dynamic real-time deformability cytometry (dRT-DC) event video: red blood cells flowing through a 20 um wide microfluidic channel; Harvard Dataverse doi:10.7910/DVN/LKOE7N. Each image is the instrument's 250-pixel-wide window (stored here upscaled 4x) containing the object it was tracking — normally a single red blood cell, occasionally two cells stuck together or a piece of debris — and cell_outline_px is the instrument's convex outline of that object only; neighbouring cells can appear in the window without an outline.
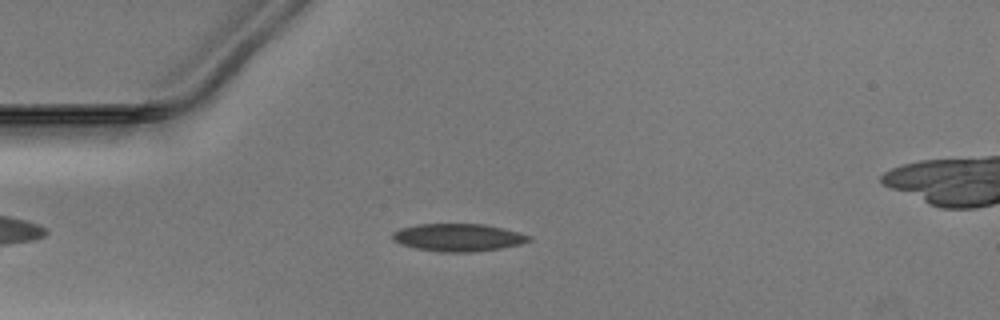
{"species": "Egyptian fruit bat (a non-hibernating species)", "species_latin": "Rousettus aegyptiacus", "temperature_condition": "warm", "stored_images_in_passage": 42, "segment_of_instrument_passage": [1, 2], "camera_frame_rate_fps": 3000, "um_per_image_px": 0.085, "animal": {"sex": "male"}, "frame": {"image": 1, "passage_image": 3, "time_ms": 0.667, "image_size_px": [1000, 320], "cell_outline_px": [[532, 240], [520, 244], [500, 248], [476, 252], [440, 252], [416, 248], [404, 244], [396, 240], [392, 236], [392, 232], [400, 228], [416, 224], [484, 224], [504, 228], [532, 236]], "centroid_in_image_um": [38.99, 20.18], "position_along_channel_um": 46.0, "area_um2": 21.91}}
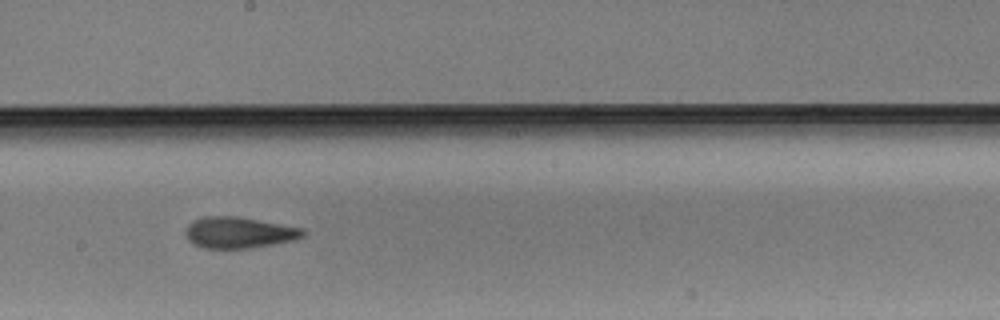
{"frame": {"image": 2, "passage_image": 18, "time_ms": 5.667, "image_size_px": [1000, 320], "cell_outline_px": [[308, 232], [304, 236], [292, 240], [272, 244], [248, 248], [204, 248], [192, 244], [188, 240], [184, 232], [184, 228], [192, 220], [204, 216], [236, 216], [304, 228]], "centroid_in_image_um": [20.27, 19.76], "position_along_channel_um": 227.9, "area_um2": 21.5}}
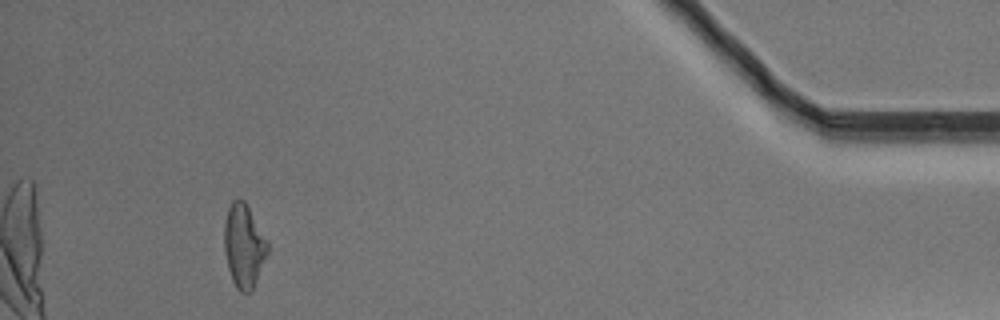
{"frame": {"image": 3, "passage_image": 37, "time_ms": 12.0, "image_size_px": [1000, 320], "cell_outline_px": [[268, 252], [252, 292], [240, 292], [232, 280], [228, 268], [224, 252], [224, 224], [228, 208], [232, 200], [244, 200], [268, 240]], "centroid_in_image_um": [20.73, 20.91], "position_along_channel_um": 414.5, "area_um2": 21.1}}